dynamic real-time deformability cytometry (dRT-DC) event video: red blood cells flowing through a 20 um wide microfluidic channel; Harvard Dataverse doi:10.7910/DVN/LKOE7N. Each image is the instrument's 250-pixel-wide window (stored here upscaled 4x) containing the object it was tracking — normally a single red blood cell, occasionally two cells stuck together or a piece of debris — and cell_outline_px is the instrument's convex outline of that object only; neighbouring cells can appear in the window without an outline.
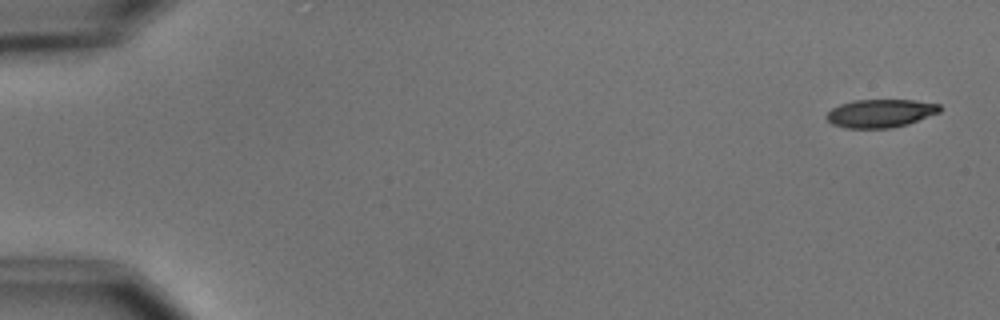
{"species": "common noctule bat (a hibernating species)", "species_latin": "Nyctalus noctula", "temperature_condition": "cold", "stored_images_in_passage": 4, "camera_frame_rate_fps": 3000, "um_per_image_px": 0.085, "animal": {"sex": "male", "body_mass_g": 15.6}, "frame": {"image": 1, "passage_image": 1, "time_ms": 0.0, "image_size_px": [1000, 320], "cell_outline_px": [[940, 112], [908, 124], [892, 128], [844, 128], [832, 124], [824, 116], [832, 108], [840, 104], [852, 100], [916, 100], [940, 104]], "centroid_in_image_um": [74.82, 9.63], "position_along_channel_um": 10.2, "area_um2": 18.73}}
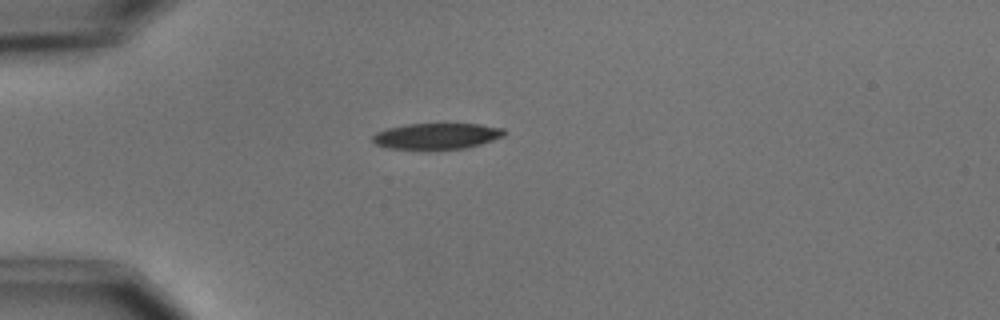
{"frame": {"image": 2, "passage_image": 4, "time_ms": 4.333, "image_size_px": [1000, 320], "cell_outline_px": [[508, 132], [504, 136], [480, 144], [464, 148], [428, 152], [388, 148], [376, 144], [372, 140], [372, 136], [376, 132], [388, 128], [408, 124], [480, 124], [504, 128]], "centroid_in_image_um": [37.11, 11.61], "position_along_channel_um": 47.9, "area_um2": 20.69}}